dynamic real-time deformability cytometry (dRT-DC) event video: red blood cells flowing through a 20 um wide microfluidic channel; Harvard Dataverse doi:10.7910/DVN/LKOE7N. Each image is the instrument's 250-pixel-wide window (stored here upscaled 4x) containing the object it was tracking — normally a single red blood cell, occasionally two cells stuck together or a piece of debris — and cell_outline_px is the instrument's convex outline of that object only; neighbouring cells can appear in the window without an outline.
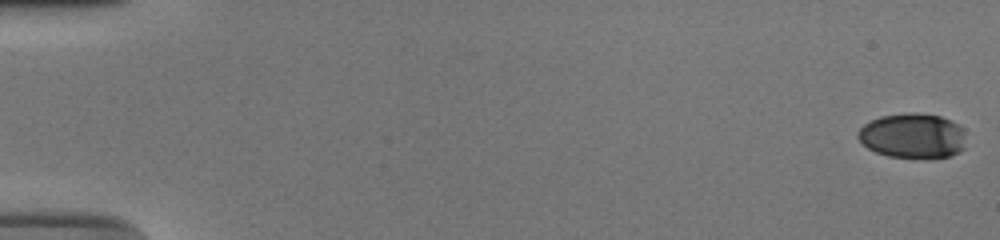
{"species": "human", "species_latin": "Homo sapiens", "temperature_condition": "cold", "stored_images_in_passage": 56, "camera_frame_rate_fps": 3000, "um_per_image_px": 0.085, "donor": {"sex": "male"}, "frame": {"image": 1, "passage_image": 1, "time_ms": 0.0, "image_size_px": [1000, 240], "cell_outline_px": [[964, 148], [948, 156], [888, 156], [876, 152], [868, 148], [856, 136], [856, 132], [864, 124], [880, 116], [912, 112], [940, 116], [952, 120], [964, 128]], "centroid_in_image_um": [77.56, 11.5], "position_along_channel_um": 7.4, "area_um2": 27.86}}
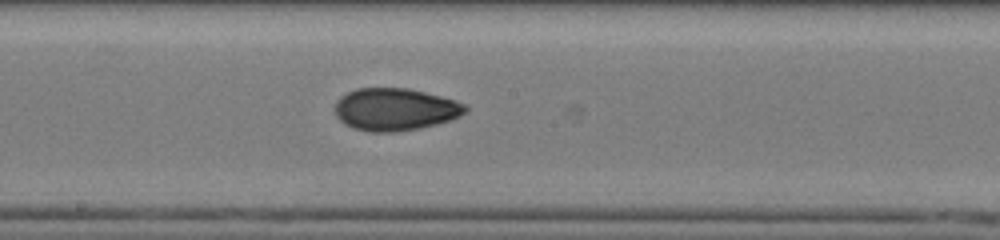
{"frame": {"image": 2, "passage_image": 32, "time_ms": 10.333, "image_size_px": [1000, 240], "cell_outline_px": [[468, 108], [460, 116], [436, 124], [420, 128], [396, 132], [368, 132], [352, 128], [344, 124], [336, 116], [336, 100], [340, 96], [356, 88], [408, 88], [456, 100], [464, 104]], "centroid_in_image_um": [33.55, 9.3], "position_along_channel_um": 214.6, "area_um2": 32.25}}
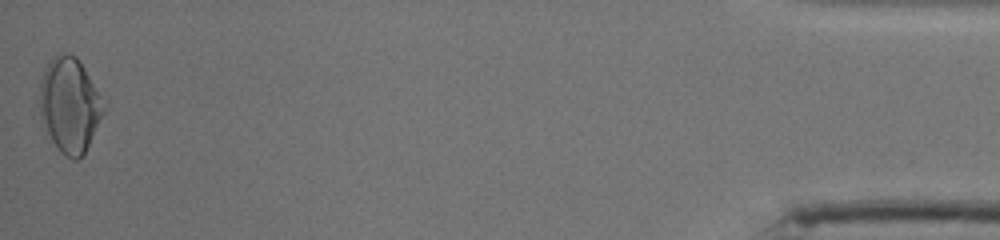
{"frame": {"image": 3, "passage_image": 56, "time_ms": 18.333, "image_size_px": [1000, 240], "cell_outline_px": [[104, 112], [84, 152], [76, 160], [72, 160], [60, 152], [52, 140], [48, 132], [40, 112], [40, 84], [44, 68], [48, 60], [52, 56], [68, 52], [76, 56], [84, 68], [104, 108]], "centroid_in_image_um": [5.87, 8.89], "position_along_channel_um": 429.3, "area_um2": 34.28}, "authors_computed_cell_mechanics": {"area_um2": 30.5184, "velocity_mm_per_s": 3.7577, "shape_relaxation_time_tau1_ms": 5.9129, "shape_relaxation_time_tau2_ms": 1.9202, "deformation_change_tau1": 0.1636, "deformation_change_tau2": 0.0595}}